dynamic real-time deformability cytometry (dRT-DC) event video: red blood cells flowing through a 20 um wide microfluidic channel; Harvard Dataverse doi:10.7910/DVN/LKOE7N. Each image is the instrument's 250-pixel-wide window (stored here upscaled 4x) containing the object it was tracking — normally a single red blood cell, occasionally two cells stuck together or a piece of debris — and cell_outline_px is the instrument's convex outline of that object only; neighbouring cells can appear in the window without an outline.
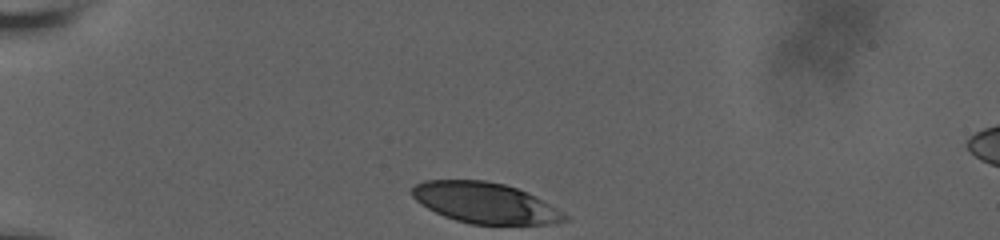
{"species": "human", "species_latin": "Homo sapiens", "temperature_condition": "room temperature", "stored_images_in_passage": 12, "camera_frame_rate_fps": 3000, "um_per_image_px": 0.085, "donor": {"sex": "male"}, "frame": {"image": 1, "passage_image": 1, "time_ms": 0.0, "image_size_px": [1000, 240], "cell_outline_px": [[568, 220], [552, 224], [472, 224], [456, 220], [444, 216], [428, 208], [416, 200], [412, 196], [412, 188], [416, 184], [424, 180], [484, 180], [504, 184], [528, 192], [536, 196], [564, 212], [568, 216]], "centroid_in_image_um": [41.26, 17.24], "position_along_channel_um": 43.7, "area_um2": 36.13}}